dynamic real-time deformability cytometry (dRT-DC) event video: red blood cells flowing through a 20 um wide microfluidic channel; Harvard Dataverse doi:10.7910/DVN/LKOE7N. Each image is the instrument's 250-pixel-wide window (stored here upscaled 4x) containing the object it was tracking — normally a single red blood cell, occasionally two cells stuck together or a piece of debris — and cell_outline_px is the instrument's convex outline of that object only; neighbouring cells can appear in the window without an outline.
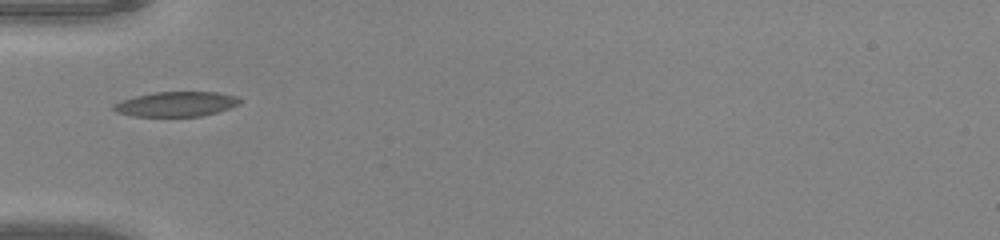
{"species": "common noctule bat (a hibernating species)", "species_latin": "Nyctalus noctula", "temperature_condition": "warm", "stored_images_in_passage": 34, "camera_frame_rate_fps": 3000, "um_per_image_px": 0.085, "animal": {"sex": "male", "body_mass_g": 20.0, "forearm_length_mm": 53.3}, "frame": {"image": 1, "passage_image": 1, "time_ms": 0.0, "image_size_px": [1000, 240], "cell_outline_px": [[240, 104], [216, 112], [200, 116], [132, 116], [116, 112], [112, 108], [112, 104], [120, 100], [136, 96], [156, 92], [216, 92], [236, 96], [240, 100]], "centroid_in_image_um": [14.93, 8.84], "position_along_channel_um": 70.1, "area_um2": 18.15}}
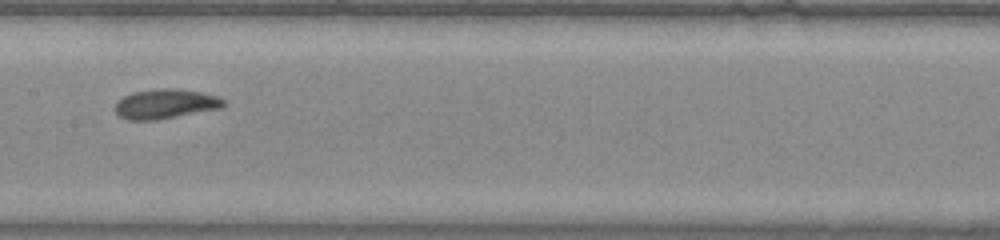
{"frame": {"image": 2, "passage_image": 10, "time_ms": 3.0, "image_size_px": [1000, 240], "cell_outline_px": [[228, 104], [220, 108], [156, 120], [128, 120], [120, 116], [116, 112], [116, 100], [132, 92], [164, 88], [180, 88], [200, 92], [216, 96], [224, 100]], "centroid_in_image_um": [14.06, 8.82], "position_along_channel_um": 193.3, "area_um2": 18.67}}
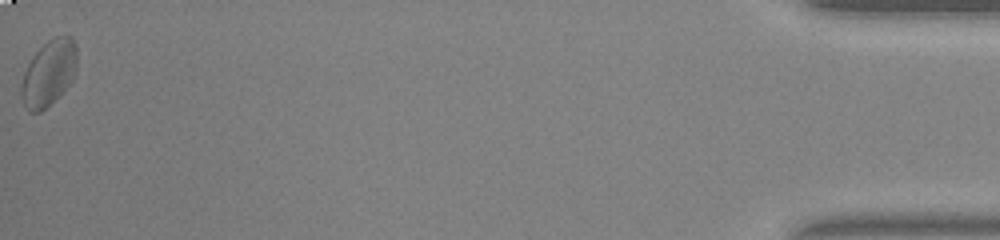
{"frame": {"image": 3, "passage_image": 34, "time_ms": 11.0, "image_size_px": [1000, 240], "cell_outline_px": [[76, 72], [72, 80], [40, 112], [28, 112], [20, 96], [20, 84], [24, 72], [32, 56], [48, 40], [56, 36], [72, 36], [76, 44]], "centroid_in_image_um": [4.12, 6.18], "position_along_channel_um": 431.1, "area_um2": 21.1}, "authors_computed_cell_mechanics": {"area_um2": 18.7272, "velocity_mm_per_s": 4.1274, "shape_relaxation_time_tau1_ms": 4.4469, "shape_relaxation_time_tau2_ms": 1.3974, "deformation_change_tau1": 0.1147, "deformation_change_tau2": 0.0633}}